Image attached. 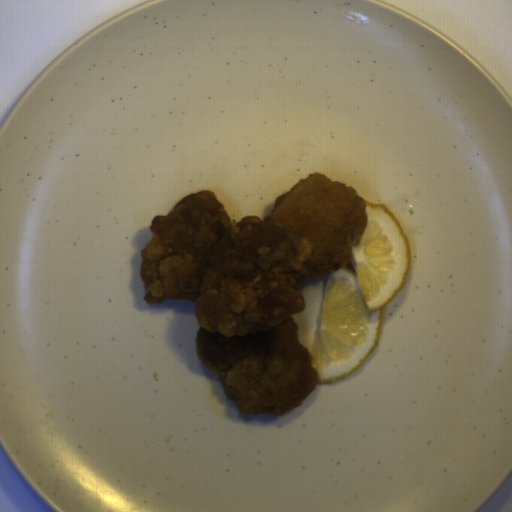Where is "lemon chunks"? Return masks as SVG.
<instances>
[{"label": "lemon chunks", "instance_id": "lemon-chunks-1", "mask_svg": "<svg viewBox=\"0 0 512 512\" xmlns=\"http://www.w3.org/2000/svg\"><path fill=\"white\" fill-rule=\"evenodd\" d=\"M361 198V197H360ZM366 204L367 224L350 252V265L328 273L311 347L318 383L357 371L378 342L384 307L411 269L409 239L393 212Z\"/></svg>", "mask_w": 512, "mask_h": 512}]
</instances>
